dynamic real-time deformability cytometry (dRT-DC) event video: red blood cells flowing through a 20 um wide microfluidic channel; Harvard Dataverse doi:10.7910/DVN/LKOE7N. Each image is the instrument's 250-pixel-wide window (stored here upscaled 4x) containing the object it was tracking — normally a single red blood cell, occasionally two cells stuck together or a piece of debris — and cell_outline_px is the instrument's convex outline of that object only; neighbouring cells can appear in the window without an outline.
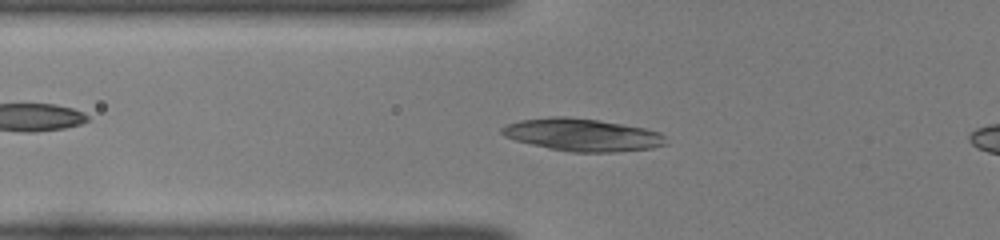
{"species": "common noctule bat (a hibernating species)", "species_latin": "Nyctalus noctula", "temperature_condition": "room temperature", "stored_images_in_passage": 15, "camera_frame_rate_fps": 3000, "um_per_image_px": 0.085, "animal": {"sex": "female", "body_mass_g": 22.0, "forearm_length_mm": 56.7}, "frame": {"image": 1, "passage_image": 13, "time_ms": 4.0, "image_size_px": [1000, 240], "cell_outline_px": [[668, 144], [652, 148], [616, 152], [572, 152], [548, 148], [516, 140], [504, 136], [500, 132], [500, 128], [508, 124], [520, 120], [552, 116], [568, 116], [596, 120], [644, 128], [660, 132], [664, 136]], "centroid_in_image_um": [49.5, 11.46], "position_along_channel_um": 76.3, "area_um2": 30.98}}